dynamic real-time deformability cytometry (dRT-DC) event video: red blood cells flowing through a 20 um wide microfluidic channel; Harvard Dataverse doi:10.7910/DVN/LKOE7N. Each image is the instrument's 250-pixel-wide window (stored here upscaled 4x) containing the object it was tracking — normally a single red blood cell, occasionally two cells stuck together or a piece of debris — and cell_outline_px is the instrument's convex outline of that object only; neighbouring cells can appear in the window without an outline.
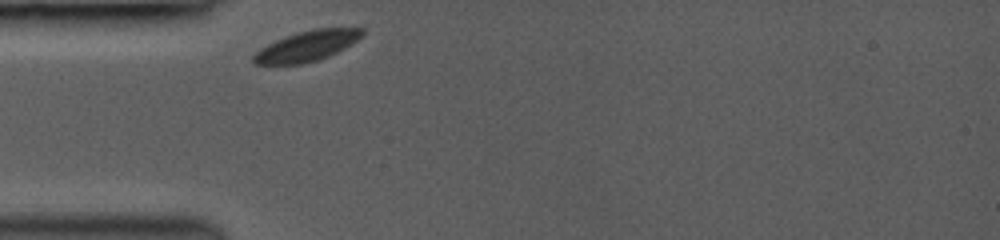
{"species": "common noctule bat (a hibernating species)", "species_latin": "Nyctalus noctula", "temperature_condition": "room temperature", "stored_images_in_passage": 37, "camera_frame_rate_fps": 3000, "um_per_image_px": 0.085, "animal": {"sex": "female", "body_mass_g": 19.0, "forearm_length_mm": 53.3}, "frame": {"image": 1, "passage_image": 1, "time_ms": 0.0, "image_size_px": [1000, 240], "cell_outline_px": [[364, 36], [344, 48], [328, 56], [316, 60], [300, 64], [256, 64], [252, 60], [252, 56], [260, 48], [276, 40], [296, 32], [312, 28], [364, 28]], "centroid_in_image_um": [26.1, 3.89], "position_along_channel_um": 58.9, "area_um2": 19.13}}
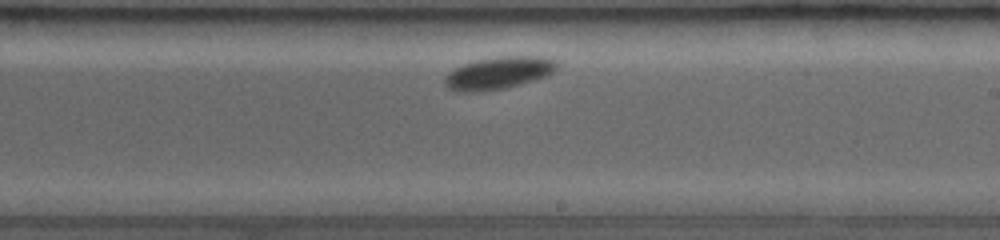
{"frame": {"image": 2, "passage_image": 21, "time_ms": 5.0, "image_size_px": [1000, 240], "cell_outline_px": [[560, 64], [552, 72], [544, 76], [520, 84], [504, 88], [484, 92], [460, 92], [448, 88], [444, 84], [444, 76], [448, 72], [464, 64], [476, 60], [496, 56], [548, 56], [556, 60]], "centroid_in_image_um": [42.37, 6.19], "position_along_channel_um": 246.6, "area_um2": 21.33}}
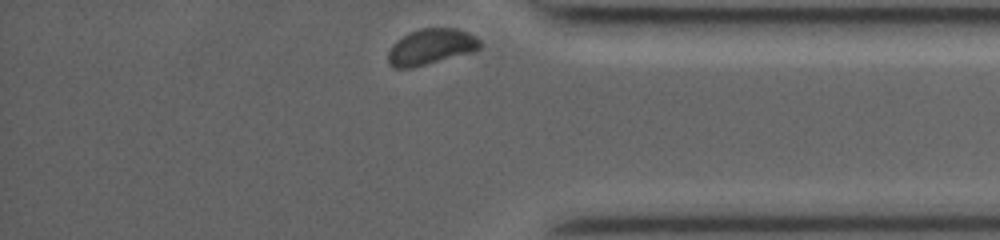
{"frame": {"image": 3, "passage_image": 37, "time_ms": 9.0, "image_size_px": [1000, 240], "cell_outline_px": [[480, 48], [472, 52], [412, 68], [392, 68], [388, 64], [388, 52], [392, 44], [396, 40], [412, 32], [424, 28], [456, 28], [468, 32], [476, 36], [480, 40]], "centroid_in_image_um": [36.62, 3.99], "position_along_channel_um": 398.6, "area_um2": 19.13}, "authors_computed_cell_mechanics": {"area_um2": 20.4034, "velocity_mm_per_s": 3.8352, "shape_relaxation_time_tau1_ms": null, "shape_relaxation_time_tau2_ms": 10.6429, "deformation_change_tau1": null, "deformation_change_tau2": 0.0696}}